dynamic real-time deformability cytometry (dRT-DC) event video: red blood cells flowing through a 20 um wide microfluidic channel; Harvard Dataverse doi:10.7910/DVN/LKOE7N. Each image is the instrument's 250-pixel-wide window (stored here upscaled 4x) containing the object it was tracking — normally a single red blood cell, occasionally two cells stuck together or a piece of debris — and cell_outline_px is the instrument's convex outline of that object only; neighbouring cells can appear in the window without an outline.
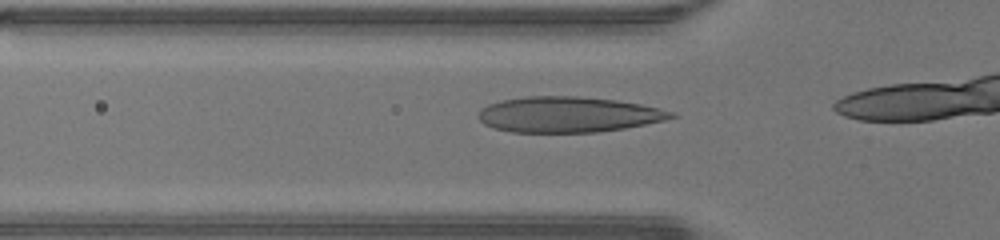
{"species": "human", "species_latin": "Homo sapiens", "temperature_condition": "warm", "stored_images_in_passage": 12, "camera_frame_rate_fps": 3000, "um_per_image_px": 0.085, "donor": {"sex": "male"}, "frame": {"image": 1, "passage_image": 8, "time_ms": 2.333, "image_size_px": [1000, 240], "cell_outline_px": [[676, 116], [664, 120], [624, 128], [596, 132], [512, 132], [492, 128], [484, 124], [476, 116], [480, 108], [488, 104], [504, 100], [524, 96], [576, 96], [616, 100], [640, 104], [676, 112]], "centroid_in_image_um": [48.25, 9.73], "position_along_channel_um": 77.6, "area_um2": 40.0}}
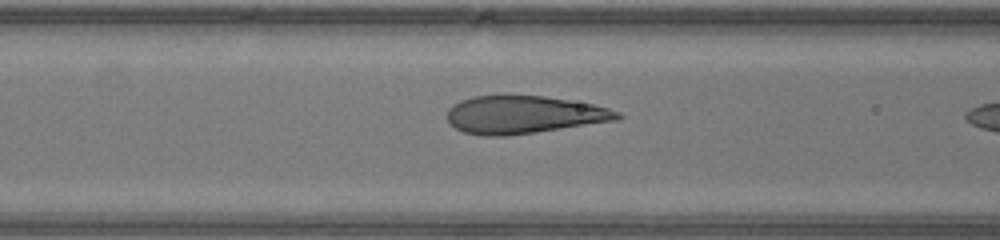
{"frame": {"image": 2, "passage_image": 11, "time_ms": 3.333, "image_size_px": [1000, 240], "cell_outline_px": [[624, 116], [620, 120], [508, 136], [484, 136], [464, 132], [456, 128], [448, 120], [448, 108], [452, 104], [460, 100], [472, 96], [504, 92], [508, 92], [544, 96], [592, 104], [608, 108], [620, 112]], "centroid_in_image_um": [44.5, 9.71], "position_along_channel_um": 122.1, "area_um2": 38.55}}